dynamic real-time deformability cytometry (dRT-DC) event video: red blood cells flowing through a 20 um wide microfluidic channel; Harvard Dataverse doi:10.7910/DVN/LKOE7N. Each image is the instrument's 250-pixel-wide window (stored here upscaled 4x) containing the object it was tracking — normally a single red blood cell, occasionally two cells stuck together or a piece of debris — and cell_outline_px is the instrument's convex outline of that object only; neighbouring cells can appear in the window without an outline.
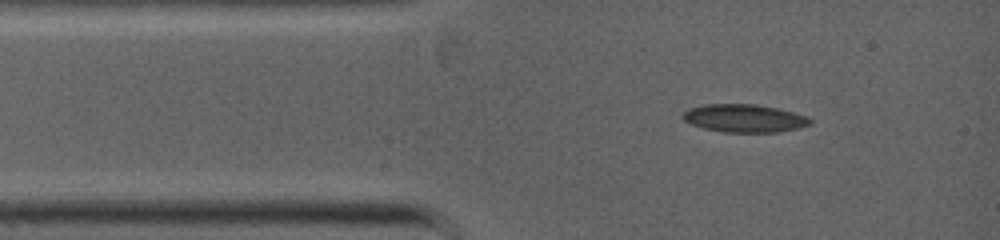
{"species": "common noctule bat (a hibernating species)", "species_latin": "Nyctalus noctula", "temperature_condition": "warm", "stored_images_in_passage": 2, "camera_frame_rate_fps": 5000, "um_per_image_px": 0.085, "animal": {"sex": "female", "body_mass_g": 19.0, "forearm_length_mm": 53.3}, "frame": {"image": 1, "passage_image": 2, "time_ms": 1.2, "image_size_px": [1000, 240], "cell_outline_px": [[812, 124], [796, 128], [776, 132], [724, 132], [704, 128], [692, 124], [684, 120], [680, 116], [688, 108], [704, 104], [756, 104], [780, 108], [808, 116], [812, 120]], "centroid_in_image_um": [63.27, 10.04], "position_along_channel_um": 21.7, "area_um2": 20.87}}